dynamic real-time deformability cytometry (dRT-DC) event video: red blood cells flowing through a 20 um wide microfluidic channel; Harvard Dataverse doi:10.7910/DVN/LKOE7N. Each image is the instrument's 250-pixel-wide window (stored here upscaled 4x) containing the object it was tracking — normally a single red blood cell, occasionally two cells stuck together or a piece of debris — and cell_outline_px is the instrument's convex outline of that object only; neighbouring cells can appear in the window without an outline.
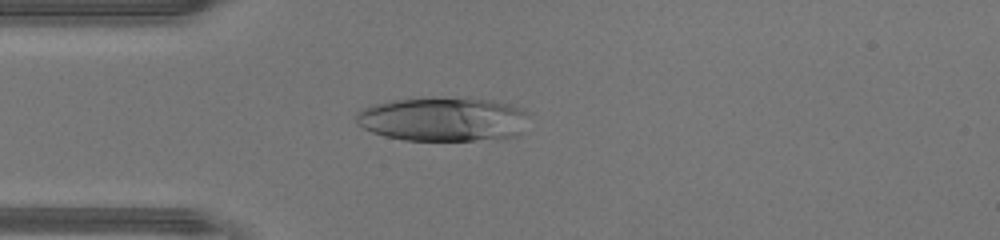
{"species": "human", "species_latin": "Homo sapiens", "temperature_condition": "warm", "stored_images_in_passage": 45, "camera_frame_rate_fps": 3000, "um_per_image_px": 0.085, "donor": {"sex": "male"}, "frame": {"image": 1, "passage_image": 12, "time_ms": 3.667, "image_size_px": [1000, 240], "cell_outline_px": [[524, 112], [520, 136], [496, 140], [404, 140], [384, 136], [372, 132], [356, 124], [356, 112], [360, 108], [372, 104], [388, 100], [472, 96], [512, 104], [524, 108]], "centroid_in_image_um": [37.63, 10.12], "position_along_channel_um": 47.4, "area_um2": 45.2}}
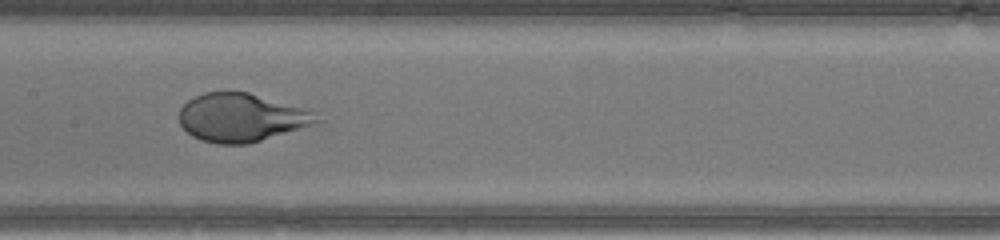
{"frame": {"image": 2, "passage_image": 22, "time_ms": 7.0, "image_size_px": [1000, 240], "cell_outline_px": [[324, 120], [316, 124], [248, 144], [216, 144], [200, 140], [192, 136], [180, 124], [180, 108], [188, 100], [204, 92], [248, 92], [304, 108], [312, 112]], "centroid_in_image_um": [20.52, 10.0], "position_along_channel_um": 186.9, "area_um2": 38.61}}
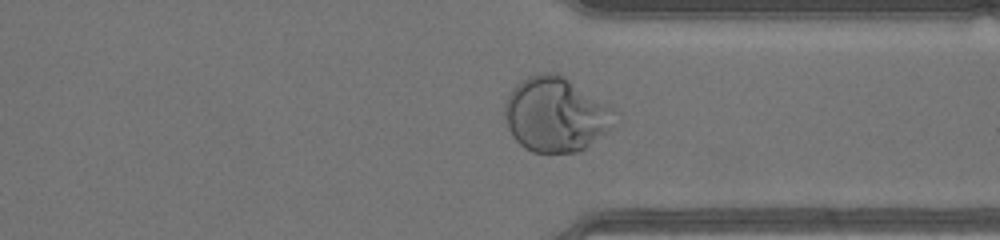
{"frame": {"image": 3, "passage_image": 34, "time_ms": 11.0, "image_size_px": [1000, 240], "cell_outline_px": [[620, 112], [608, 132], [580, 152], [532, 152], [524, 148], [512, 136], [508, 128], [504, 116], [504, 104], [512, 88], [520, 80], [528, 76], [540, 72], [556, 72], [564, 76], [608, 104]], "centroid_in_image_um": [47.25, 9.73], "position_along_channel_um": 364.1, "area_um2": 48.44}, "authors_computed_cell_mechanics": {"area_um2": 46.4134, "velocity_mm_per_s": 4.4646, "shape_relaxation_time_tau1_ms": 3.0856, "shape_relaxation_time_tau2_ms": null, "deformation_change_tau1": 0.2743, "deformation_change_tau2": null}}